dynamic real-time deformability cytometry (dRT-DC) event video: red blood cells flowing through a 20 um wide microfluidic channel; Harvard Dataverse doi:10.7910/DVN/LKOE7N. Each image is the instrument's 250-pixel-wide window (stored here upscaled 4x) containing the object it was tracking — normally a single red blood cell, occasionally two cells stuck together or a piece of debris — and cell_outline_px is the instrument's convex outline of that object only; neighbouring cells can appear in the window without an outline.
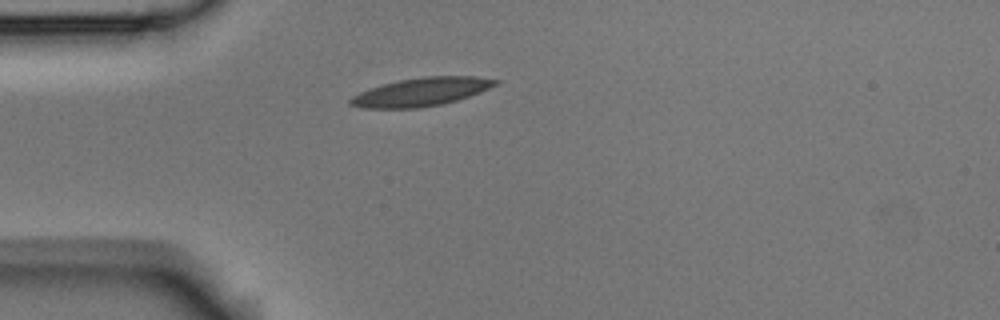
{"species": "Egyptian fruit bat (a non-hibernating species)", "species_latin": "Rousettus aegyptiacus", "temperature_condition": "room temperature", "stored_images_in_passage": 40, "camera_frame_rate_fps": 3000, "um_per_image_px": 0.085, "animal": {"sex": "male"}, "frame": {"image": 1, "passage_image": 1, "time_ms": 0.0, "image_size_px": [1000, 320], "cell_outline_px": [[500, 80], [496, 84], [480, 92], [456, 100], [440, 104], [420, 108], [364, 108], [348, 104], [348, 100], [352, 96], [360, 92], [380, 84], [400, 80], [424, 76], [476, 76]], "centroid_in_image_um": [35.77, 7.81], "position_along_channel_um": 49.2, "area_um2": 23.81}}
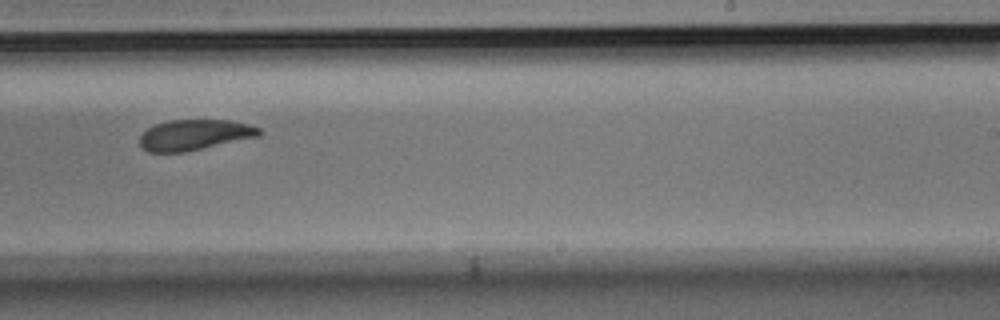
{"frame": {"image": 2, "passage_image": 20, "time_ms": 6.333, "image_size_px": [1000, 320], "cell_outline_px": [[264, 132], [260, 136], [184, 152], [148, 152], [140, 144], [140, 136], [148, 128], [156, 124], [168, 120], [228, 120], [248, 124], [260, 128]], "centroid_in_image_um": [16.56, 11.46], "position_along_channel_um": 272.4, "area_um2": 21.21}}
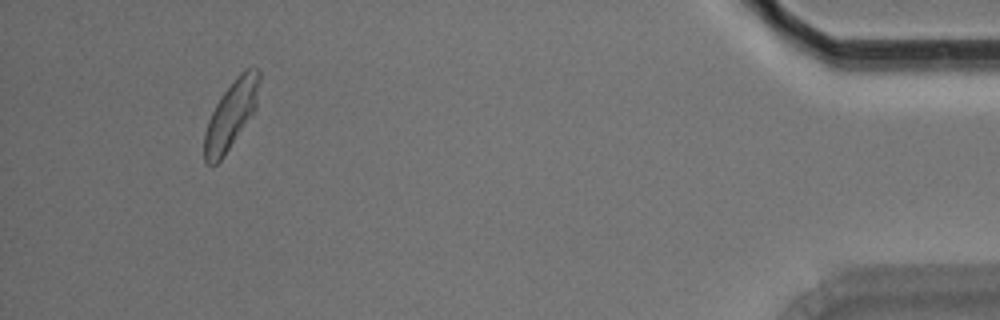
{"frame": {"image": 3, "passage_image": 37, "time_ms": 12.0, "image_size_px": [1000, 320], "cell_outline_px": [[260, 80], [256, 108], [224, 156], [212, 168], [204, 160], [204, 132], [208, 120], [216, 104], [224, 92], [236, 76], [248, 68], [256, 68], [260, 72]], "centroid_in_image_um": [19.63, 9.78], "position_along_channel_um": 415.6, "area_um2": 21.5}, "authors_computed_cell_mechanics": {"area_um2": 22.1374, "velocity_mm_per_s": 3.7056, "shape_relaxation_time_tau1_ms": 3.9897, "shape_relaxation_time_tau2_ms": 2.6664, "deformation_change_tau1": 0.1484, "deformation_change_tau2": 0.0883}}